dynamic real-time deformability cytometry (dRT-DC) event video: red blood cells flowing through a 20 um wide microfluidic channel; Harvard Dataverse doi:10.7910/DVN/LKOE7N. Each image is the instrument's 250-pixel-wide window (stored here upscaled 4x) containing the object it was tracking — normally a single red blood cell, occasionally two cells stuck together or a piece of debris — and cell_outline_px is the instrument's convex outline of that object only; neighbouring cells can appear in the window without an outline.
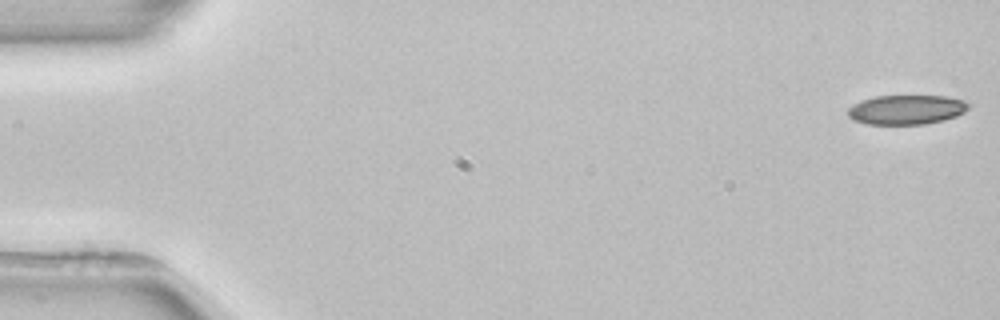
{"species": "common noctule bat (a hibernating species)", "species_latin": "Nyctalus noctula", "temperature_condition": "room temperature", "stored_images_in_passage": 5, "camera_frame_rate_fps": 3000, "um_per_image_px": 0.085, "animal": {"sex": "female", "body_mass_g": 22.7, "forearm_length_mm": 54.2}, "frame": {"image": 1, "passage_image": 1, "time_ms": 0.0, "image_size_px": [1000, 320], "cell_outline_px": [[972, 104], [964, 112], [956, 116], [944, 120], [924, 124], [868, 124], [852, 120], [848, 116], [848, 108], [852, 104], [860, 100], [876, 96], [948, 96], [964, 100]], "centroid_in_image_um": [77.05, 9.31], "position_along_channel_um": 8.0, "area_um2": 20.92}}
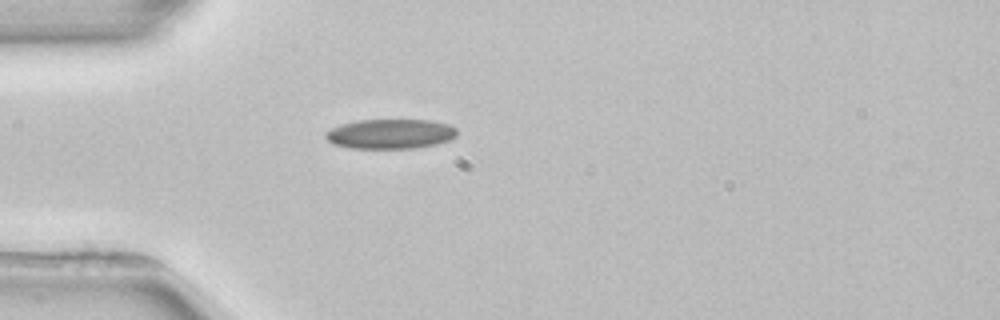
{"frame": {"image": 2, "passage_image": 5, "time_ms": 4.667, "image_size_px": [1000, 320], "cell_outline_px": [[456, 136], [452, 140], [436, 144], [416, 148], [348, 148], [332, 144], [324, 136], [324, 132], [340, 124], [360, 120], [432, 120], [448, 124], [456, 128]], "centroid_in_image_um": [33.17, 11.38], "position_along_channel_um": 51.8, "area_um2": 22.95}}